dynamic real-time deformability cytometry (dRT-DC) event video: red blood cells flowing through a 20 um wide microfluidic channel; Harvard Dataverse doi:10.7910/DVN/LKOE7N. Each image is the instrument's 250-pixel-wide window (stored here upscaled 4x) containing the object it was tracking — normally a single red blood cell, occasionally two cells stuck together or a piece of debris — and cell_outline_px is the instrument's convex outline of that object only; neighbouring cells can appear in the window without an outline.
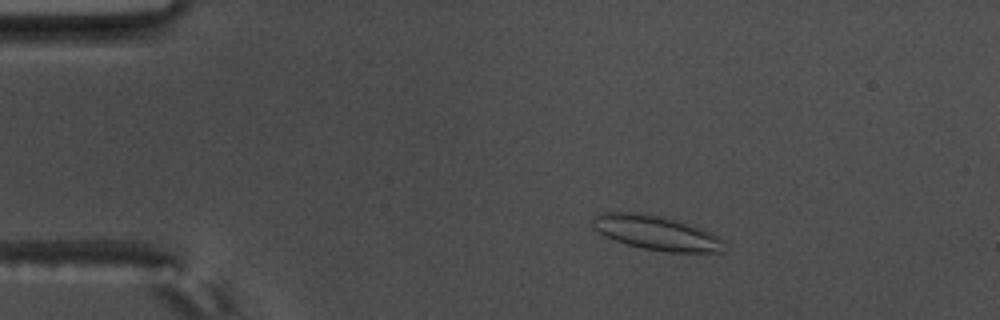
{"species": "common noctule bat (a hibernating species)", "species_latin": "Nyctalus noctula", "temperature_condition": "warm", "stored_images_in_passage": 58, "camera_frame_rate_fps": 3000, "um_per_image_px": 0.085, "animal": {"sex": "male", "body_mass_g": 17.5, "forearm_length_mm": 52.3}, "frame": {"image": 1, "passage_image": 11, "time_ms": 3.333, "image_size_px": [1000, 320], "cell_outline_px": [[724, 252], [668, 252], [644, 248], [624, 244], [592, 228], [592, 220], [600, 212], [640, 212], [660, 216], [692, 224], [712, 232], [724, 240]], "centroid_in_image_um": [55.82, 19.78], "position_along_channel_um": 29.2, "area_um2": 26.47}}
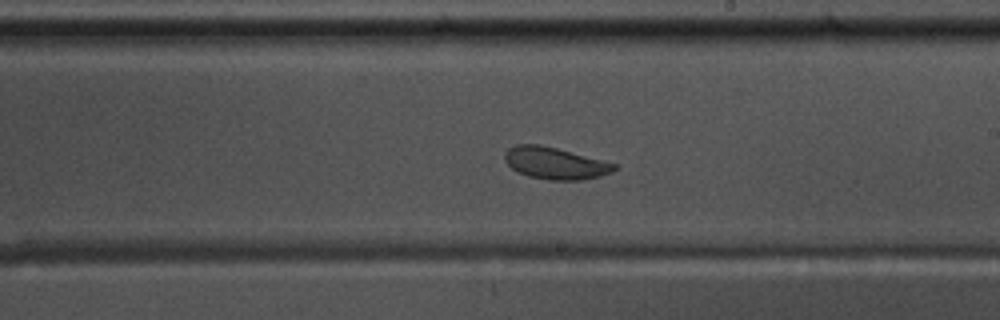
{"frame": {"image": 2, "passage_image": 34, "time_ms": 11.0, "image_size_px": [1000, 320], "cell_outline_px": [[616, 168], [612, 172], [600, 176], [580, 180], [548, 180], [528, 176], [516, 172], [504, 160], [504, 152], [508, 148], [516, 144], [540, 144], [556, 148], [616, 164]], "centroid_in_image_um": [47.13, 13.87], "position_along_channel_um": 241.9, "area_um2": 20.29}}
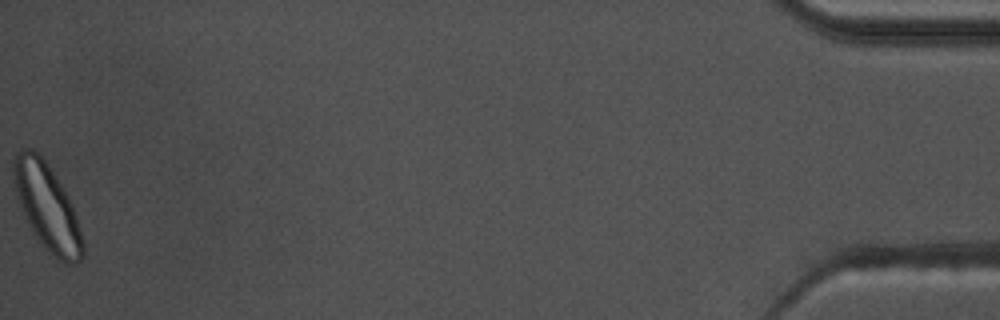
{"frame": {"image": 3, "passage_image": 58, "time_ms": 19.0, "image_size_px": [1000, 320], "cell_outline_px": [[84, 256], [76, 264], [68, 264], [60, 260], [44, 248], [32, 232], [20, 208], [16, 196], [12, 172], [12, 164], [16, 152], [20, 148], [32, 148], [44, 160], [56, 176], [68, 196], [72, 204], [84, 240]], "centroid_in_image_um": [3.99, 17.59], "position_along_channel_um": 431.2, "area_um2": 35.03}, "authors_computed_cell_mechanics": {"area_um2": 24.1893, "velocity_mm_per_s": 3.5954, "shape_relaxation_time_tau1_ms": 7.2948, "shape_relaxation_time_tau2_ms": 1.4721, "deformation_change_tau1": 0.1422, "deformation_change_tau2": 0.0611}}